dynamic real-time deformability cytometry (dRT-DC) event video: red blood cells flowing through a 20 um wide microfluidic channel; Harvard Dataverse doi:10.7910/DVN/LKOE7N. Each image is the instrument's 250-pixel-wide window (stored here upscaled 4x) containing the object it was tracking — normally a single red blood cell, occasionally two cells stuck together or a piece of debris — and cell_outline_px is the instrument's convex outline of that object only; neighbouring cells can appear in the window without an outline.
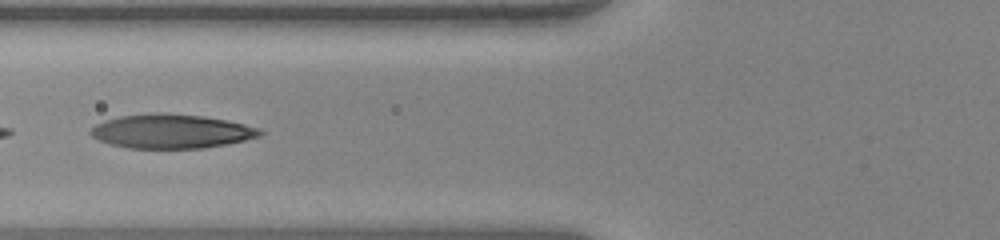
{"species": "human", "species_latin": "Homo sapiens", "temperature_condition": "warm", "stored_images_in_passage": 38, "segment_of_instrument_passage": [2, 2], "camera_frame_rate_fps": 3000, "um_per_image_px": 0.085, "donor": {"sex": "female"}, "frame": {"image": 1, "passage_image": 8, "time_ms": 2.333, "image_size_px": [1000, 240], "cell_outline_px": [[264, 132], [260, 136], [228, 144], [204, 148], [128, 148], [112, 144], [100, 140], [92, 136], [88, 132], [96, 124], [104, 120], [120, 116], [156, 112], [164, 112], [204, 116], [228, 120], [260, 128]], "centroid_in_image_um": [14.59, 11.15], "position_along_channel_um": 111.2, "area_um2": 33.81}}
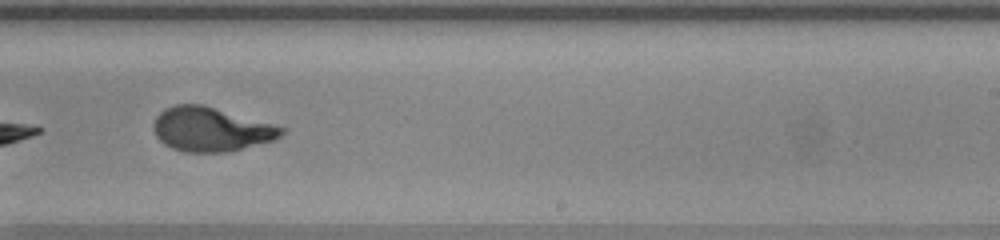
{"frame": {"image": 2, "passage_image": 20, "time_ms": 6.333, "image_size_px": [1000, 240], "cell_outline_px": [[288, 128], [276, 140], [228, 152], [184, 152], [172, 148], [164, 144], [156, 136], [152, 124], [156, 116], [164, 108], [176, 104], [200, 104]], "centroid_in_image_um": [17.93, 11.0], "position_along_channel_um": 271.1, "area_um2": 32.95}}
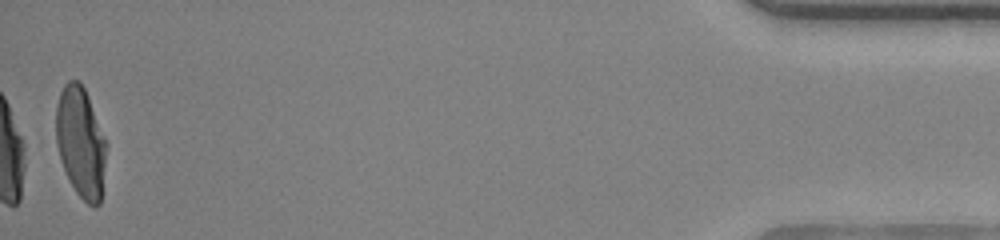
{"frame": {"image": 3, "passage_image": 38, "time_ms": 12.333, "image_size_px": [1000, 240], "cell_outline_px": [[108, 144], [100, 204], [96, 208], [88, 204], [76, 192], [64, 168], [56, 144], [56, 104], [60, 92], [64, 84], [68, 80], [80, 80], [88, 96]], "centroid_in_image_um": [6.88, 12.07], "position_along_channel_um": 428.3, "area_um2": 32.6}}